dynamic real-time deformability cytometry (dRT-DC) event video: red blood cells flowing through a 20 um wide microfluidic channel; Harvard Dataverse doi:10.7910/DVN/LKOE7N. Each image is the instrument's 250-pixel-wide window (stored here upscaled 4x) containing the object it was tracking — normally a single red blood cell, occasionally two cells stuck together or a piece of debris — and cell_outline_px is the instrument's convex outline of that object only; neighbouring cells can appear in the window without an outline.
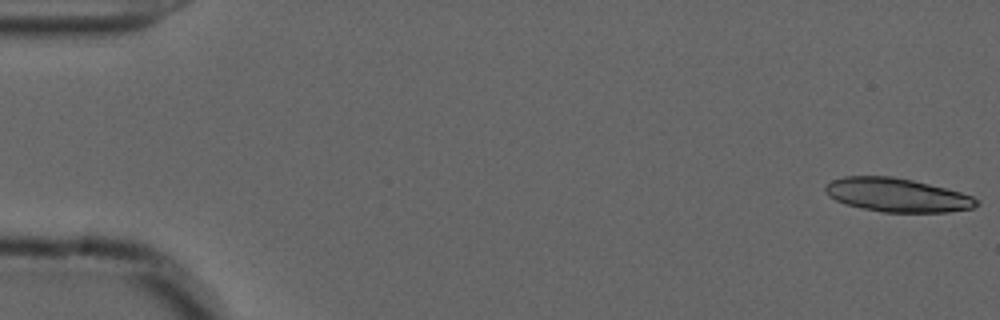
{"species": "common noctule bat (a hibernating species)", "species_latin": "Nyctalus noctula", "temperature_condition": "cold", "stored_images_in_passage": 54, "camera_frame_rate_fps": 3000, "um_per_image_px": 0.085, "animal": {"sex": "male", "forearm_length_mm": 52.5}, "frame": {"image": 1, "passage_image": 1, "time_ms": 0.0, "image_size_px": [1000, 320], "cell_outline_px": [[980, 204], [972, 208], [948, 212], [880, 212], [844, 204], [828, 196], [824, 192], [824, 188], [832, 180], [844, 176], [892, 176], [912, 180], [960, 192], [972, 196], [980, 200]], "centroid_in_image_um": [76.24, 16.58], "position_along_channel_um": 8.8, "area_um2": 29.71}}
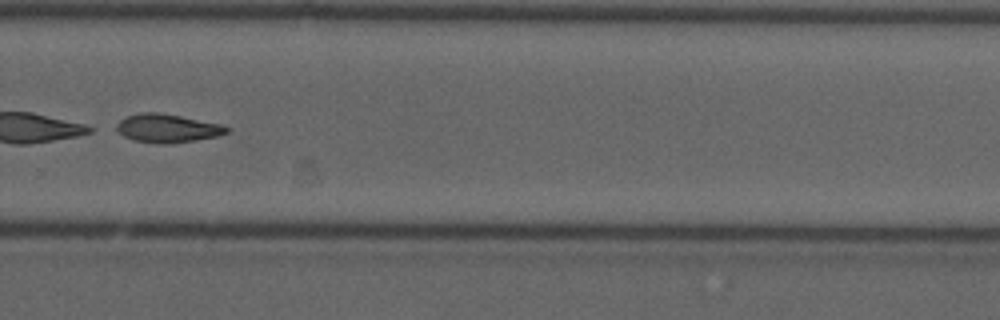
{"frame": {"image": 2, "passage_image": 38, "time_ms": 12.333, "image_size_px": [1000, 320], "cell_outline_px": [[228, 132], [216, 136], [196, 140], [164, 144], [160, 144], [132, 140], [116, 132], [116, 124], [120, 120], [128, 116], [140, 112], [156, 112], [180, 116], [220, 124], [228, 128]], "centroid_in_image_um": [14.16, 10.9], "position_along_channel_um": 315.6, "area_um2": 18.09}}